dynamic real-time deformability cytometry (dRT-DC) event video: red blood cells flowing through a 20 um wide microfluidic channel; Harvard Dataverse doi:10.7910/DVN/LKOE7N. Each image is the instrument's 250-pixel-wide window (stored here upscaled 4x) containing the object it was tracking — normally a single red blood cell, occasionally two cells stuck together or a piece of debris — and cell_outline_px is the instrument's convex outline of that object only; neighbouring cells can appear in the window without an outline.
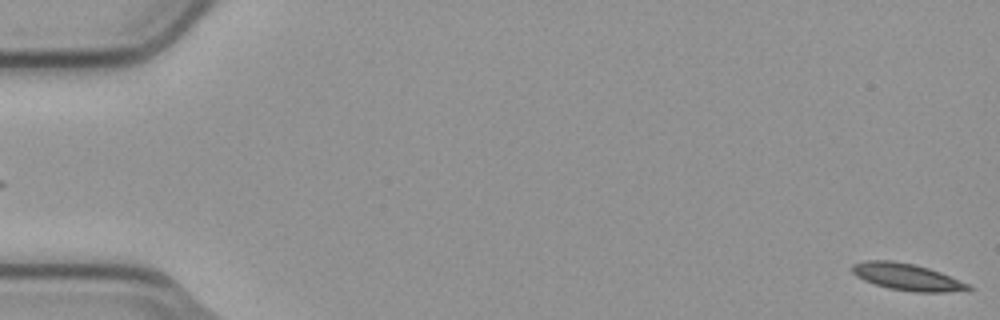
{"species": "common noctule bat (a hibernating species)", "species_latin": "Nyctalus noctula", "temperature_condition": "cold", "stored_images_in_passage": 5, "camera_frame_rate_fps": 3000, "um_per_image_px": 0.085, "animal": {"sex": "male", "body_mass_g": 23.1, "forearm_length_mm": 52.7}, "frame": {"image": 1, "passage_image": 5, "time_ms": 1.333, "image_size_px": [1000, 320], "cell_outline_px": [[976, 288], [968, 292], [912, 292], [888, 288], [864, 280], [856, 276], [852, 272], [852, 264], [864, 260], [892, 260], [916, 264], [940, 272], [972, 284]], "centroid_in_image_um": [77.2, 23.55], "position_along_channel_um": 7.8, "area_um2": 18.67}}